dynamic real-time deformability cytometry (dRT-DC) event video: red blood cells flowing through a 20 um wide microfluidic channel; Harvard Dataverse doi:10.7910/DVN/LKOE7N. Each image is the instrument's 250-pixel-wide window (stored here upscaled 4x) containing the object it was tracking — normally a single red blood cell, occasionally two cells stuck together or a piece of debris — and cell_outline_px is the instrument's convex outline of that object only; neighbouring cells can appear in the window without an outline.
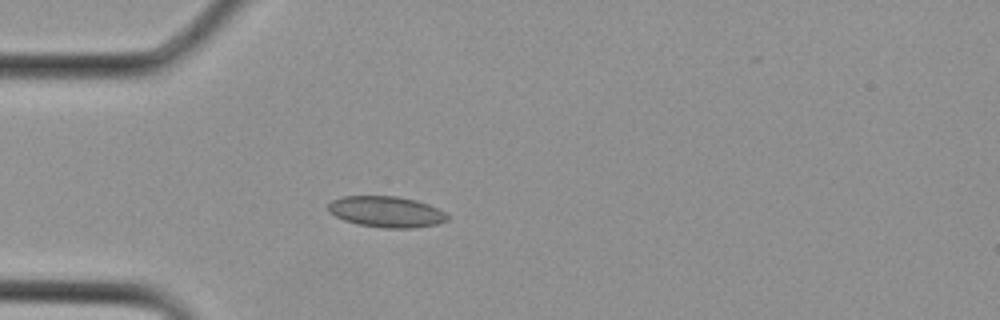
{"species": "Egyptian fruit bat (a non-hibernating species)", "species_latin": "Rousettus aegyptiacus", "temperature_condition": "cold", "stored_images_in_passage": 12, "camera_frame_rate_fps": 3000, "um_per_image_px": 0.085, "animal": {"sex": "female"}, "frame": {"image": 1, "passage_image": 4, "time_ms": 1.0, "image_size_px": [1000, 320], "cell_outline_px": [[448, 220], [436, 224], [412, 228], [384, 228], [360, 224], [344, 220], [328, 212], [328, 204], [332, 200], [344, 196], [396, 196], [416, 200], [428, 204], [444, 212], [448, 216]], "centroid_in_image_um": [32.82, 17.99], "position_along_channel_um": 52.2, "area_um2": 21.39}}
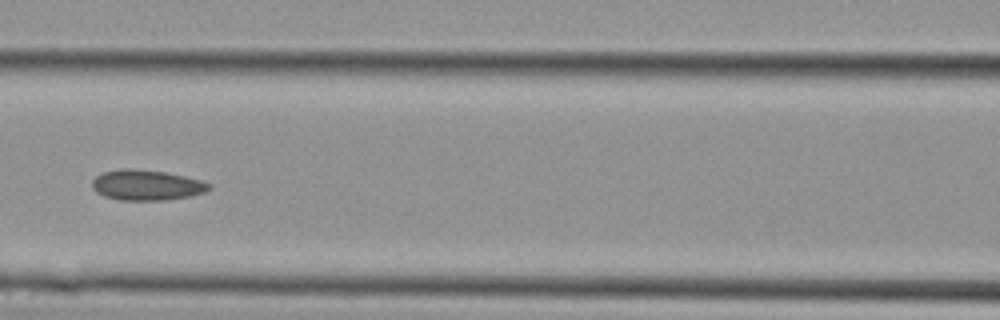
{"frame": {"image": 2, "passage_image": 9, "time_ms": 2.667, "image_size_px": [1000, 320], "cell_outline_px": [[212, 188], [204, 192], [188, 196], [160, 200], [120, 200], [104, 196], [96, 192], [92, 188], [92, 180], [96, 176], [104, 172], [120, 168], [132, 168], [164, 172], [184, 176], [200, 180], [212, 184]], "centroid_in_image_um": [12.43, 15.72], "position_along_channel_um": 154.2, "area_um2": 20.63}}
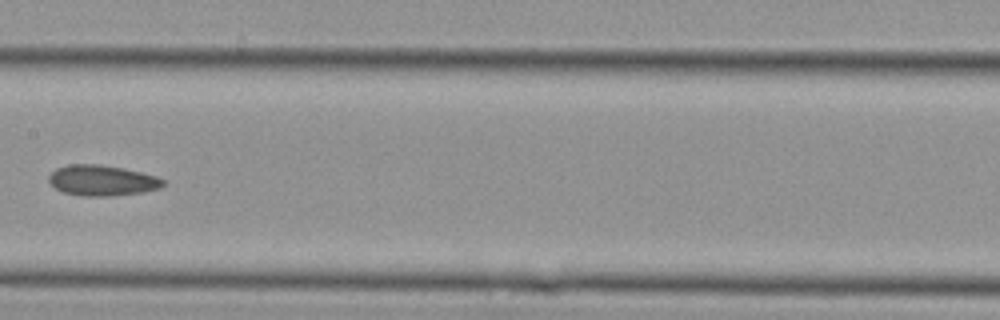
{"frame": {"image": 3, "passage_image": 11, "time_ms": 3.333, "image_size_px": [1000, 320], "cell_outline_px": [[164, 184], [160, 188], [144, 192], [108, 196], [84, 196], [64, 192], [56, 188], [48, 180], [48, 176], [56, 168], [68, 164], [100, 164], [124, 168], [156, 176], [164, 180]], "centroid_in_image_um": [8.68, 15.33], "position_along_channel_um": 198.7, "area_um2": 20.35}}